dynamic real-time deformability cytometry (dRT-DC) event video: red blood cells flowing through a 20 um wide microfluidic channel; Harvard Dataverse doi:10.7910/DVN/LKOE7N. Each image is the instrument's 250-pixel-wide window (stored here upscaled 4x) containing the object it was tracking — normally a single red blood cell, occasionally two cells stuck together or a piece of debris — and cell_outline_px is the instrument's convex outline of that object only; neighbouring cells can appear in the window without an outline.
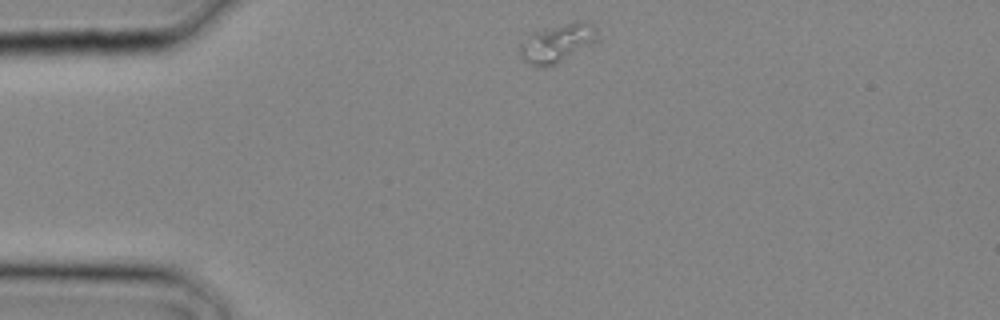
{"species": "common noctule bat (a hibernating species)", "species_latin": "Nyctalus noctula", "temperature_condition": "cold", "stored_images_in_passage": 20, "camera_frame_rate_fps": 3000, "um_per_image_px": 0.085, "animal": {"sex": "male", "body_mass_g": 20.4}, "frame": {"image": 1, "passage_image": 1, "time_ms": 0.0, "image_size_px": [1000, 320], "cell_outline_px": [[596, 40], [556, 64], [544, 68], [532, 64], [524, 60], [520, 56], [520, 44], [532, 32], [576, 20], [580, 20], [592, 24], [596, 28]], "centroid_in_image_um": [47.33, 3.64], "position_along_channel_um": 37.7, "area_um2": 16.94}}
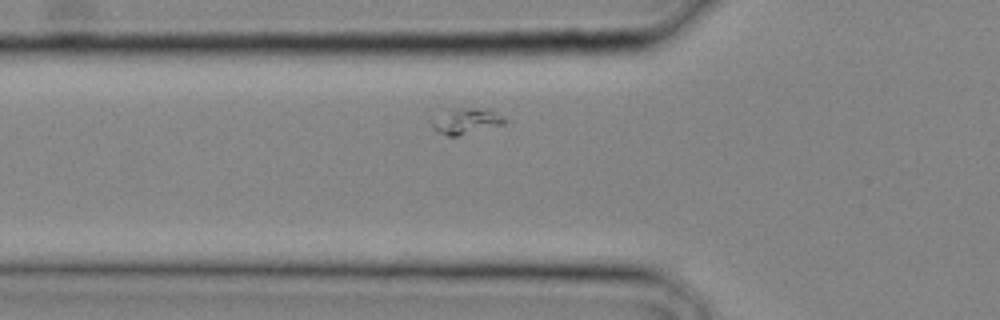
{"frame": {"image": 2, "passage_image": 5, "time_ms": 1.333, "image_size_px": [1000, 320], "cell_outline_px": [[512, 120], [504, 124], [456, 136], [448, 136], [436, 132], [432, 128], [432, 120], [448, 108], [488, 108]], "centroid_in_image_um": [39.67, 10.27], "position_along_channel_um": 86.1, "area_um2": 11.21}}
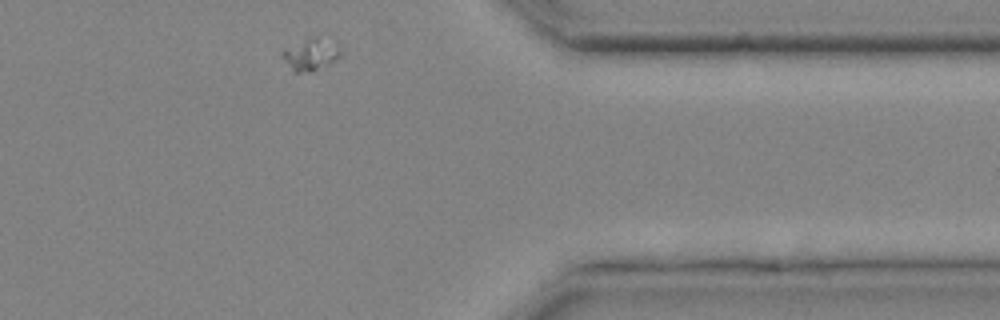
{"frame": {"image": 3, "passage_image": 20, "time_ms": 6.333, "image_size_px": [1000, 320], "cell_outline_px": [[340, 56], [328, 64], [316, 68], [300, 72], [292, 72], [280, 56], [280, 52], [284, 48], [312, 36], [316, 36], [340, 44]], "centroid_in_image_um": [26.37, 4.59], "position_along_channel_um": 385.0, "area_um2": 10.81}}